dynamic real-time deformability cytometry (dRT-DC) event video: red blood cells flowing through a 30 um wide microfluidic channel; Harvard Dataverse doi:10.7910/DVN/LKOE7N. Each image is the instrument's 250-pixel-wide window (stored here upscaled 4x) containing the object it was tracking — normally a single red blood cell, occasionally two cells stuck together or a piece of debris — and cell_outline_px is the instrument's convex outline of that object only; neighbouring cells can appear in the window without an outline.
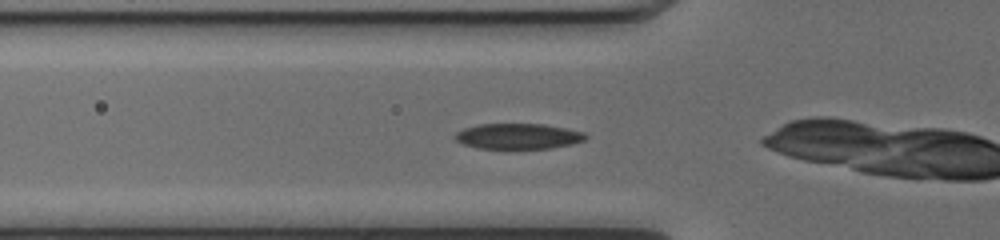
{"species": "common noctule bat (a hibernating species)", "species_latin": "Nyctalus noctula", "temperature_condition": "cold", "stored_images_in_passage": 36, "camera_frame_rate_fps": 3000, "um_per_image_px": 0.085, "animal": {"sex": "female", "body_mass_g": 17.0, "forearm_length_mm": 48.0}, "frame": {"image": 1, "passage_image": 12, "time_ms": 3.667, "image_size_px": [1000, 240], "cell_outline_px": [[588, 136], [584, 140], [572, 144], [552, 148], [512, 152], [508, 152], [480, 148], [464, 144], [456, 140], [452, 136], [456, 132], [464, 128], [476, 124], [544, 124], [584, 132]], "centroid_in_image_um": [44.01, 11.63], "position_along_channel_um": 81.8, "area_um2": 20.46}}
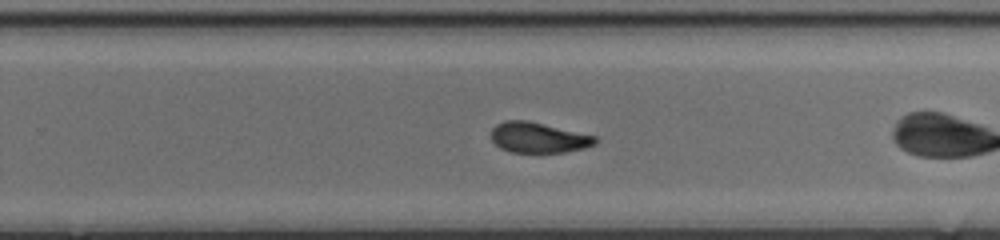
{"frame": {"image": 2, "passage_image": 27, "time_ms": 8.667, "image_size_px": [1000, 240], "cell_outline_px": [[596, 144], [584, 148], [564, 152], [512, 152], [500, 148], [492, 140], [492, 128], [496, 124], [504, 120], [528, 120], [596, 136]], "centroid_in_image_um": [45.75, 11.68], "position_along_channel_um": 284.0, "area_um2": 18.38}}
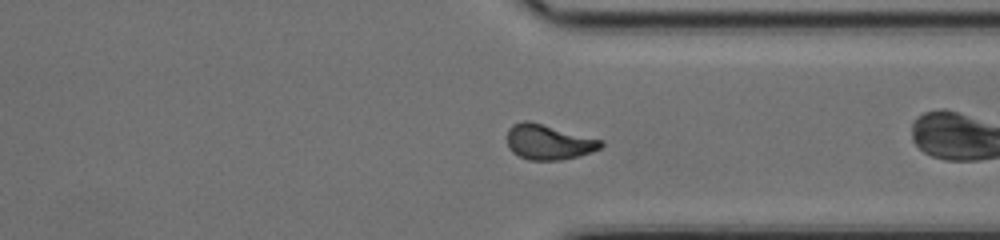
{"frame": {"image": 3, "passage_image": 33, "time_ms": 10.667, "image_size_px": [1000, 240], "cell_outline_px": [[604, 144], [600, 148], [580, 156], [560, 160], [528, 160], [512, 152], [508, 148], [508, 128], [512, 124], [524, 120], [528, 120], [604, 140]], "centroid_in_image_um": [46.63, 12.07], "position_along_channel_um": 364.8, "area_um2": 19.31}}